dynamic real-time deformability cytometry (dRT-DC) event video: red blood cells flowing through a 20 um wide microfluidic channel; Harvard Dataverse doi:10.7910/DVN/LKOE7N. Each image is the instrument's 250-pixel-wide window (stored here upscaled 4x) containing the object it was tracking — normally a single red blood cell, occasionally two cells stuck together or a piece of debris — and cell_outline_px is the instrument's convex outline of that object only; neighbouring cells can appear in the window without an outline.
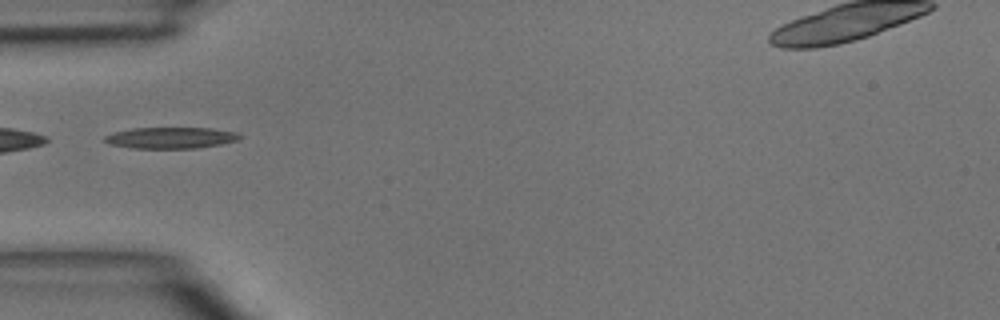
{"species": "common noctule bat (a hibernating species)", "species_latin": "Nyctalus noctula", "temperature_condition": "room temperature", "stored_images_in_passage": 34, "camera_frame_rate_fps": 3000, "um_per_image_px": 0.085, "animal": {"sex": "male", "body_mass_g": 15.6}, "frame": {"image": 1, "passage_image": 1, "time_ms": 0.0, "image_size_px": [1000, 320], "cell_outline_px": [[240, 140], [220, 144], [196, 148], [132, 148], [108, 144], [104, 140], [104, 136], [116, 132], [132, 128], [212, 128], [236, 132], [240, 136]], "centroid_in_image_um": [14.51, 11.71], "position_along_channel_um": 70.5, "area_um2": 16.65}}
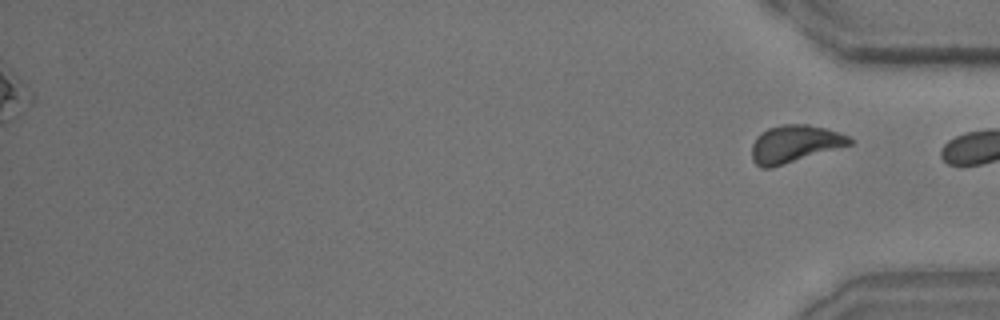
{"frame": {"image": 2, "passage_image": 34, "time_ms": 11.0, "image_size_px": [1000, 320], "cell_outline_px": [[852, 144], [772, 168], [760, 168], [752, 160], [752, 144], [756, 136], [760, 132], [768, 128], [784, 124], [808, 124], [824, 128], [848, 136], [852, 140]], "centroid_in_image_um": [67.49, 12.24], "position_along_channel_um": 367.7, "area_um2": 21.27}}